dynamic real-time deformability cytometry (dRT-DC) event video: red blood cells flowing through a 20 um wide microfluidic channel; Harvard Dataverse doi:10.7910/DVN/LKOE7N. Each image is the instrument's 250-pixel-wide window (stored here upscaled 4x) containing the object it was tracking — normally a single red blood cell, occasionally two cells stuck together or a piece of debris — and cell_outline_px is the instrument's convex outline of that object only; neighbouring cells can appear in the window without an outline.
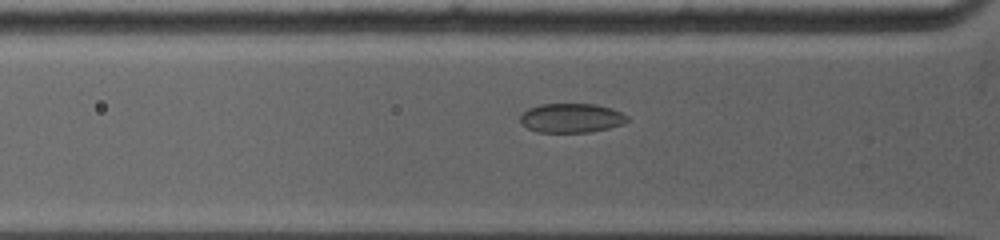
{"species": "common noctule bat (a hibernating species)", "species_latin": "Nyctalus noctula", "temperature_condition": "warm", "stored_images_in_passage": 43, "camera_frame_rate_fps": 5000, "um_per_image_px": 0.085, "animal": {"sex": "female", "body_mass_g": 19.0, "forearm_length_mm": 53.3}, "frame": {"image": 1, "passage_image": 9, "time_ms": 3.0, "image_size_px": [1000, 240], "cell_outline_px": [[628, 120], [624, 124], [592, 132], [536, 132], [520, 124], [520, 116], [528, 108], [540, 104], [596, 104], [612, 108], [628, 116]], "centroid_in_image_um": [48.56, 10.03], "position_along_channel_um": 77.2, "area_um2": 18.38}}
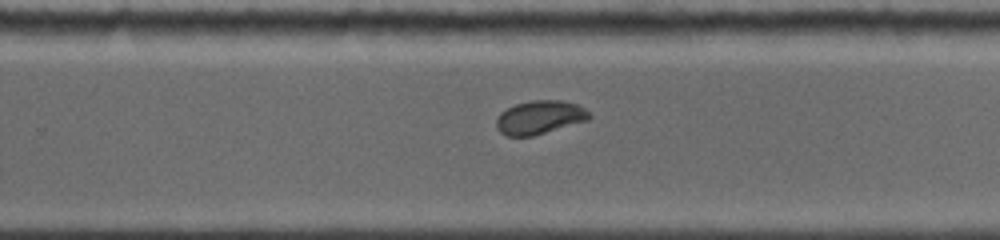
{"frame": {"image": 2, "passage_image": 24, "time_ms": 8.2, "image_size_px": [1000, 240], "cell_outline_px": [[592, 116], [588, 120], [532, 136], [504, 136], [496, 128], [496, 120], [500, 112], [516, 104], [532, 100], [560, 100], [576, 104], [592, 112]], "centroid_in_image_um": [45.87, 9.98], "position_along_channel_um": 283.9, "area_um2": 18.21}}
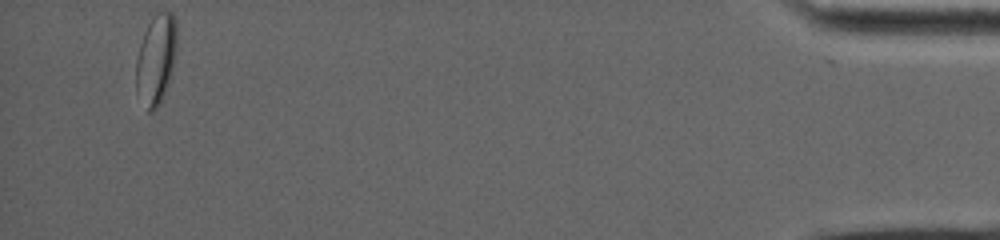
{"frame": {"image": 3, "passage_image": 43, "time_ms": 14.6, "image_size_px": [1000, 240], "cell_outline_px": [[176, 48], [172, 68], [168, 84], [164, 96], [160, 104], [156, 108], [148, 112], [136, 92], [136, 56], [148, 12], [172, 12], [176, 20]], "centroid_in_image_um": [13.22, 4.94], "position_along_channel_um": 422.0, "area_um2": 22.14}, "authors_computed_cell_mechanics": {"area_um2": 18.8428, "velocity_mm_per_s": 3.9868, "shape_relaxation_time_tau1_ms": null, "shape_relaxation_time_tau2_ms": 1.3034, "deformation_change_tau1": null, "deformation_change_tau2": 0.0409}}